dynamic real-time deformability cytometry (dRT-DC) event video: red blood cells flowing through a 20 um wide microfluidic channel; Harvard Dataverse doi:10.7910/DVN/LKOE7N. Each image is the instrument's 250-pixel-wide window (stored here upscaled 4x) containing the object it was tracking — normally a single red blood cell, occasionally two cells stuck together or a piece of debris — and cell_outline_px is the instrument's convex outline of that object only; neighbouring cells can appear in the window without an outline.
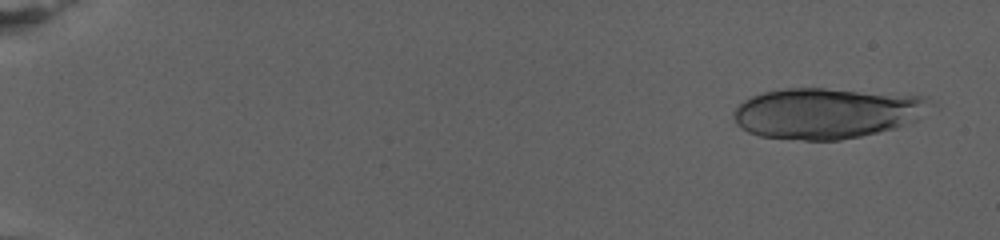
{"species": "human", "species_latin": "Homo sapiens", "temperature_condition": "warm", "stored_images_in_passage": 18, "camera_frame_rate_fps": 3000, "um_per_image_px": 0.085, "donor": {"sex": "female"}, "frame": {"image": 1, "passage_image": 2, "time_ms": 1.0, "image_size_px": [1000, 240], "cell_outline_px": [[940, 108], [916, 120], [896, 128], [860, 136], [840, 140], [804, 140], [760, 136], [748, 132], [736, 124], [732, 116], [736, 108], [748, 96], [764, 92], [784, 88], [824, 88], [928, 96]], "centroid_in_image_um": [70.38, 9.6], "position_along_channel_um": 14.6, "area_um2": 59.07}}
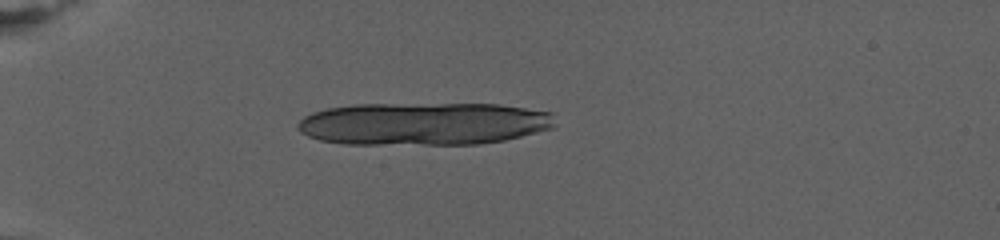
{"frame": {"image": 2, "passage_image": 11, "time_ms": 7.333, "image_size_px": [1000, 240], "cell_outline_px": [[556, 124], [552, 128], [504, 140], [480, 144], [344, 144], [320, 140], [308, 136], [300, 132], [296, 128], [296, 124], [304, 116], [312, 112], [328, 108], [352, 104], [500, 104], [552, 112]], "centroid_in_image_um": [35.98, 10.51], "position_along_channel_um": 49.0, "area_um2": 64.5}}